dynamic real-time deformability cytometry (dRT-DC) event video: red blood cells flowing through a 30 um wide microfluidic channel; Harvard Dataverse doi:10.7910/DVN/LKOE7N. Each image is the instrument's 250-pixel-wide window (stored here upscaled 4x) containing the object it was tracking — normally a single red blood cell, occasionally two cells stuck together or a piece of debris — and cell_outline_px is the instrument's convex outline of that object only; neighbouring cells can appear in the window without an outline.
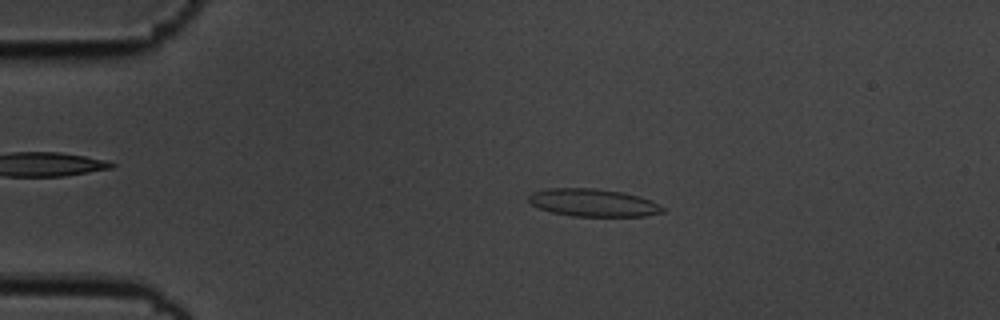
{"species": "common noctule bat (a hibernating species)", "species_latin": "Nyctalus noctula", "temperature_condition": "cold", "stored_images_in_passage": 55, "camera_frame_rate_fps": 3000, "um_per_image_px": 0.085, "animal": {"sex": "male", "body_mass_g": 19.5, "forearm_length_mm": 54.6}, "frame": {"image": 1, "passage_image": 11, "time_ms": 3.333, "image_size_px": [1000, 320], "cell_outline_px": [[664, 212], [644, 216], [572, 216], [552, 212], [536, 208], [528, 200], [528, 196], [532, 192], [548, 188], [592, 188], [624, 192], [640, 196], [652, 200], [660, 204], [664, 208]], "centroid_in_image_um": [50.42, 17.22], "position_along_channel_um": 34.6, "area_um2": 21.79}}
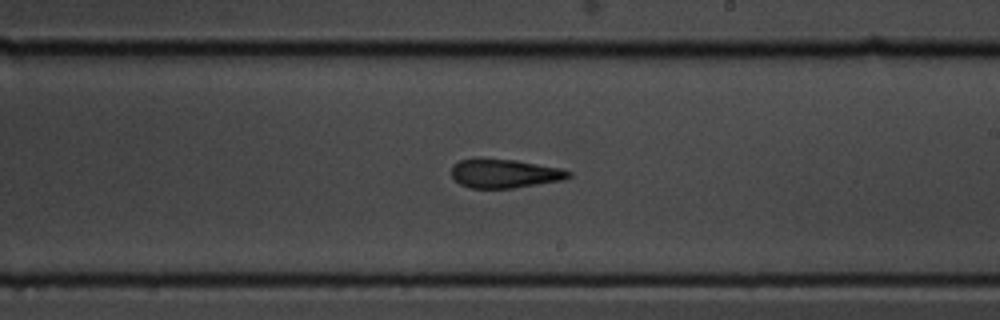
{"frame": {"image": 2, "passage_image": 32, "time_ms": 10.333, "image_size_px": [1000, 320], "cell_outline_px": [[572, 176], [564, 180], [512, 188], [472, 188], [460, 184], [452, 176], [452, 164], [460, 160], [476, 156], [480, 156], [516, 160], [560, 168], [572, 172]], "centroid_in_image_um": [42.86, 14.71], "position_along_channel_um": 246.1, "area_um2": 20.17}}
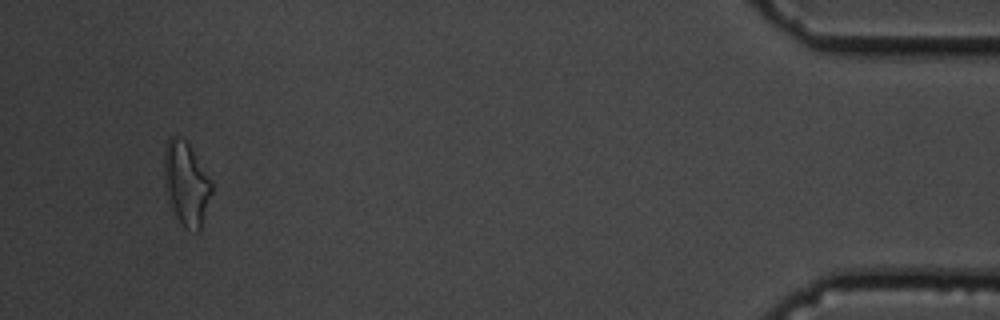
{"frame": {"image": 3, "passage_image": 52, "time_ms": 17.0, "image_size_px": [1000, 320], "cell_outline_px": [[212, 192], [200, 232], [196, 232], [184, 228], [180, 224], [172, 208], [164, 184], [164, 148], [168, 140], [172, 136], [176, 136], [184, 140], [188, 144], [212, 180]], "centroid_in_image_um": [15.84, 15.64], "position_along_channel_um": 419.4, "area_um2": 23.12}, "authors_computed_cell_mechanics": {"area_um2": 20.5768, "velocity_mm_per_s": 3.6446, "shape_relaxation_time_tau1_ms": 8.1072, "shape_relaxation_time_tau2_ms": 3.3317, "deformation_change_tau1": 0.1961, "deformation_change_tau2": 0.1418}}